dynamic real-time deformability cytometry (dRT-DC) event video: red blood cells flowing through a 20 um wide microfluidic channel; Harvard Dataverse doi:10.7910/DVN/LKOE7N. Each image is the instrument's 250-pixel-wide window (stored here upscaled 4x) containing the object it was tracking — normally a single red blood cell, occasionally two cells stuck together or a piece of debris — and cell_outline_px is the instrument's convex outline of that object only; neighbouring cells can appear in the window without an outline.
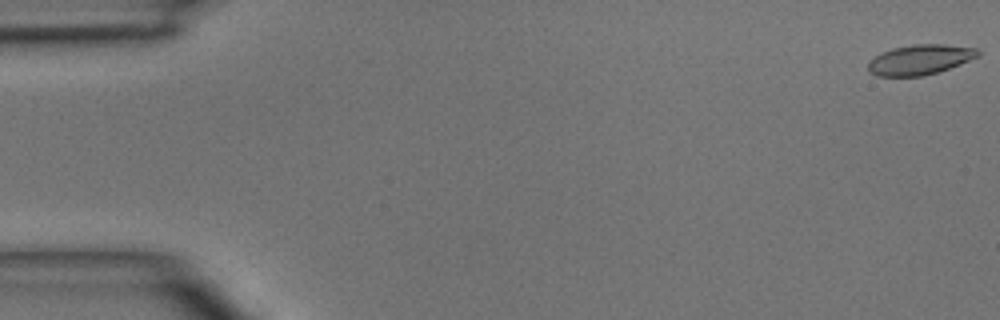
{"species": "common noctule bat (a hibernating species)", "species_latin": "Nyctalus noctula", "temperature_condition": "room temperature", "stored_images_in_passage": 4, "camera_frame_rate_fps": 3000, "um_per_image_px": 0.085, "animal": {"sex": "male", "body_mass_g": 15.6}, "frame": {"image": 1, "passage_image": 1, "time_ms": 0.0, "image_size_px": [1000, 320], "cell_outline_px": [[980, 56], [960, 64], [924, 76], [876, 76], [868, 72], [868, 60], [880, 52], [892, 48], [912, 44], [944, 44], [976, 48], [980, 52]], "centroid_in_image_um": [78.16, 5.06], "position_along_channel_um": 6.8, "area_um2": 19.42}}
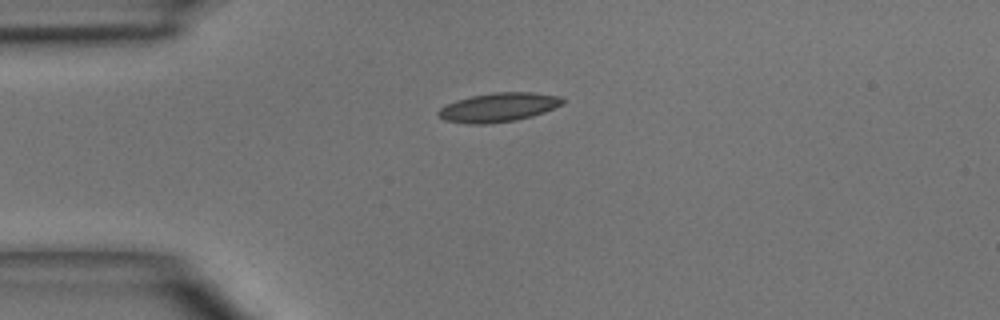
{"frame": {"image": 2, "passage_image": 4, "time_ms": 3.667, "image_size_px": [1000, 320], "cell_outline_px": [[564, 104], [544, 112], [532, 116], [516, 120], [488, 124], [468, 124], [444, 120], [436, 112], [440, 108], [456, 100], [472, 96], [492, 92], [532, 92], [560, 96], [564, 100]], "centroid_in_image_um": [42.38, 9.12], "position_along_channel_um": 42.6, "area_um2": 21.04}}